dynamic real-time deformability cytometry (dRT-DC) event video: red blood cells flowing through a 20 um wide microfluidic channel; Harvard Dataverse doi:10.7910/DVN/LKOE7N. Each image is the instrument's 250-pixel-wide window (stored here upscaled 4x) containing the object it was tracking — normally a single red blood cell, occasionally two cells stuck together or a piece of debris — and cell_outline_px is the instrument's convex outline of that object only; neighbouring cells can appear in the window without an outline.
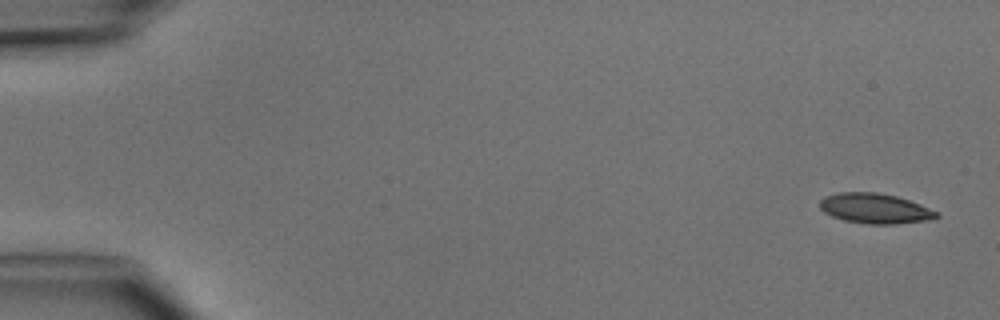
{"species": "common noctule bat (a hibernating species)", "species_latin": "Nyctalus noctula", "temperature_condition": "cold", "stored_images_in_passage": 5, "camera_frame_rate_fps": 3000, "um_per_image_px": 0.085, "animal": {"sex": "male", "body_mass_g": 15.6}, "frame": {"image": 1, "passage_image": 1, "time_ms": 0.0, "image_size_px": [1000, 320], "cell_outline_px": [[940, 216], [924, 220], [896, 224], [868, 224], [844, 220], [832, 216], [824, 212], [820, 208], [820, 200], [824, 196], [840, 192], [876, 192], [896, 196], [920, 204], [940, 212]], "centroid_in_image_um": [74.36, 17.71], "position_along_channel_um": 10.6, "area_um2": 20.4}}
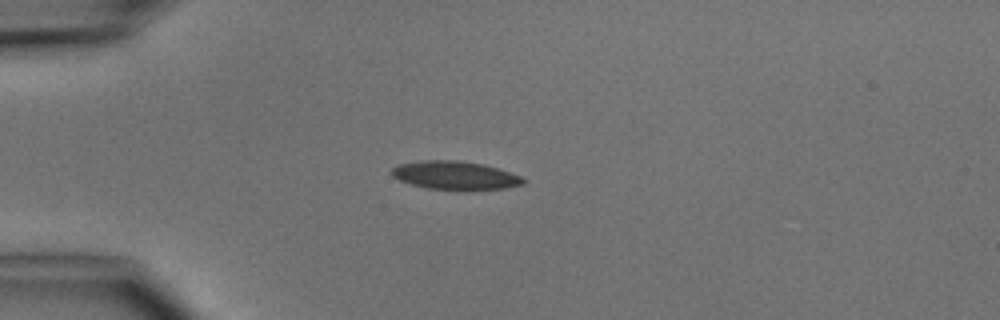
{"frame": {"image": 2, "passage_image": 4, "time_ms": 3.667, "image_size_px": [1000, 320], "cell_outline_px": [[528, 180], [524, 184], [504, 188], [428, 188], [412, 184], [400, 180], [392, 176], [392, 168], [400, 164], [424, 160], [456, 160], [484, 164], [520, 176]], "centroid_in_image_um": [38.68, 14.88], "position_along_channel_um": 46.3, "area_um2": 20.98}}